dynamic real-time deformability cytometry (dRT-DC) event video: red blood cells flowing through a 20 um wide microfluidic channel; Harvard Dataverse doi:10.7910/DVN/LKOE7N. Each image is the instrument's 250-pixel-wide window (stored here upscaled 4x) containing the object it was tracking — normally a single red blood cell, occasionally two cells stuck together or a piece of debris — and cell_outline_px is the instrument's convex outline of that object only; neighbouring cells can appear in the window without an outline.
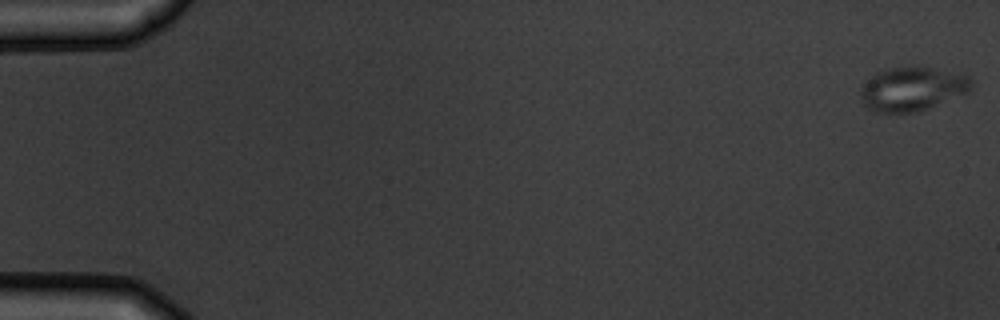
{"species": "common noctule bat (a hibernating species)", "species_latin": "Nyctalus noctula", "temperature_condition": "warm", "stored_images_in_passage": 5, "camera_frame_rate_fps": 3000, "um_per_image_px": 0.085, "animal": {"sex": "male", "body_mass_g": 19.5, "forearm_length_mm": 54.6}, "frame": {"image": 1, "passage_image": 1, "time_ms": 0.0, "image_size_px": [1000, 320], "cell_outline_px": [[972, 84], [968, 92], [916, 112], [876, 112], [868, 108], [864, 104], [860, 96], [860, 88], [876, 72], [892, 68], [932, 68], [968, 76], [972, 80]], "centroid_in_image_um": [77.5, 7.57], "position_along_channel_um": 7.5, "area_um2": 27.57}}